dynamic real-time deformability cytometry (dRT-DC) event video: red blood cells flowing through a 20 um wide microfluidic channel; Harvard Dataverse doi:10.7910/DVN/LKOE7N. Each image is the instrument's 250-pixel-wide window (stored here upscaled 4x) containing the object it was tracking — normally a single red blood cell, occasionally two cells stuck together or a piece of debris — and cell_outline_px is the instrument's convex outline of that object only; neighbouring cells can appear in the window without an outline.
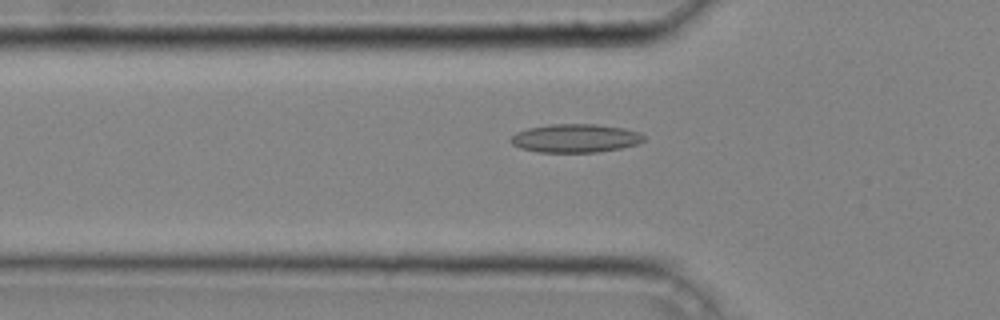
{"species": "common noctule bat (a hibernating species)", "species_latin": "Nyctalus noctula", "temperature_condition": "cold", "stored_images_in_passage": 41, "camera_frame_rate_fps": 3000, "um_per_image_px": 0.085, "animal": {"sex": "male", "body_mass_g": 20.4}, "frame": {"image": 1, "passage_image": 15, "time_ms": 4.667, "image_size_px": [1000, 320], "cell_outline_px": [[644, 140], [636, 144], [620, 148], [596, 152], [536, 152], [520, 148], [512, 144], [508, 140], [516, 132], [528, 128], [552, 124], [596, 124], [624, 128], [640, 132], [644, 136]], "centroid_in_image_um": [48.88, 11.75], "position_along_channel_um": 76.9, "area_um2": 22.08}}
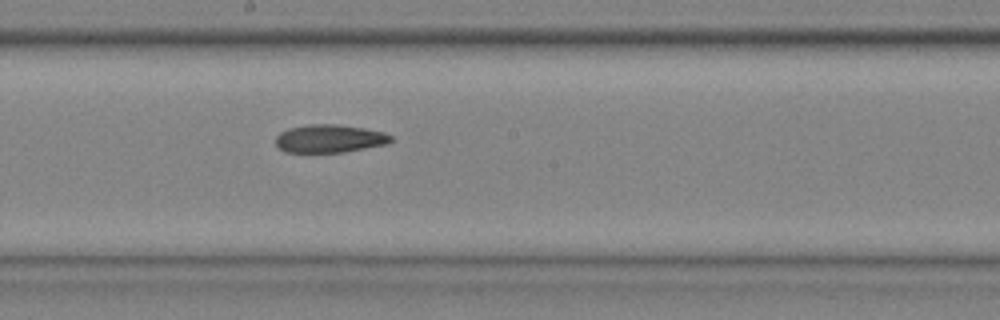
{"frame": {"image": 2, "passage_image": 25, "time_ms": 8.0, "image_size_px": [1000, 320], "cell_outline_px": [[392, 140], [388, 144], [344, 152], [284, 152], [276, 144], [276, 136], [280, 132], [288, 128], [308, 124], [336, 124], [364, 128], [384, 132], [392, 136]], "centroid_in_image_um": [28.01, 11.78], "position_along_channel_um": 220.2, "area_um2": 18.9}}
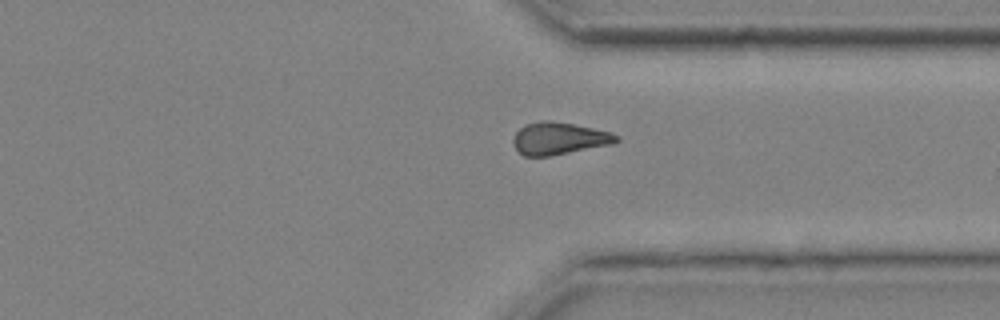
{"frame": {"image": 3, "passage_image": 35, "time_ms": 11.333, "image_size_px": [1000, 320], "cell_outline_px": [[620, 140], [612, 144], [548, 156], [524, 156], [516, 148], [512, 140], [516, 132], [520, 128], [528, 124], [544, 120], [552, 120], [612, 132], [620, 136]], "centroid_in_image_um": [47.54, 11.76], "position_along_channel_um": 363.9, "area_um2": 19.19}}